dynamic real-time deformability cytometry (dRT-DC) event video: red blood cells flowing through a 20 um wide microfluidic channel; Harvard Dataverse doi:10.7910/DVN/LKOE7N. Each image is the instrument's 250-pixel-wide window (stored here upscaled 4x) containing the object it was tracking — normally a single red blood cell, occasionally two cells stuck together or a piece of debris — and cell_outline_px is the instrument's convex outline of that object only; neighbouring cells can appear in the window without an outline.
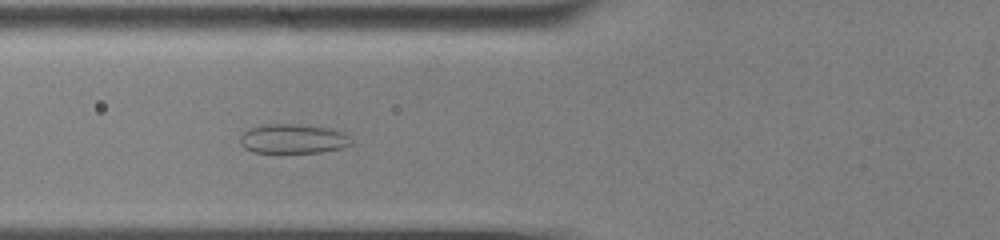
{"species": "common noctule bat (a hibernating species)", "species_latin": "Nyctalus noctula", "temperature_condition": "cold", "stored_images_in_passage": 16, "camera_frame_rate_fps": 3000, "um_per_image_px": 0.085, "animal": {"sex": "male", "body_mass_g": 13.0, "forearm_length_mm": 53.1}, "frame": {"image": 1, "passage_image": 16, "time_ms": 5.0, "image_size_px": [1000, 240], "cell_outline_px": [[352, 144], [340, 148], [320, 152], [252, 152], [244, 148], [240, 144], [240, 136], [248, 128], [264, 124], [292, 124], [328, 128], [340, 132], [348, 136]], "centroid_in_image_um": [24.84, 11.8], "position_along_channel_um": 101.0, "area_um2": 18.79}}